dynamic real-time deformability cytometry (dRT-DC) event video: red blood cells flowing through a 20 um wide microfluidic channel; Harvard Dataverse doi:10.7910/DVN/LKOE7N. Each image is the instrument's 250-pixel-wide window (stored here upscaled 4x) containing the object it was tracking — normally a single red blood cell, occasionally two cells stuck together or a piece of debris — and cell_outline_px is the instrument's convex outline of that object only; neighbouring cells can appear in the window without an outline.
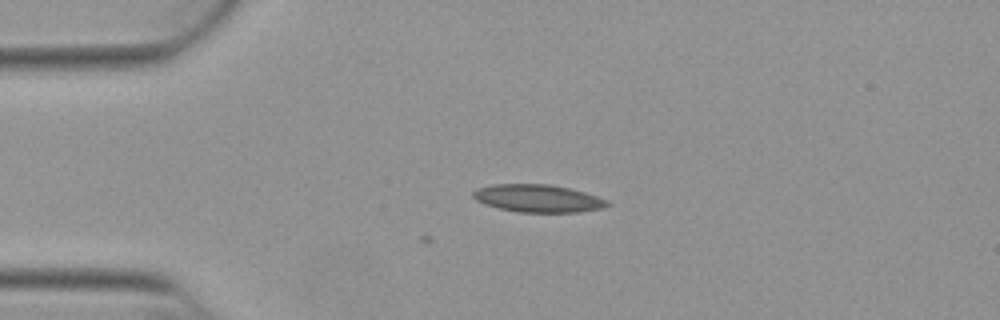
{"species": "Egyptian fruit bat (a non-hibernating species)", "species_latin": "Rousettus aegyptiacus", "temperature_condition": "warm", "stored_images_in_passage": 5, "camera_frame_rate_fps": 3000, "um_per_image_px": 0.085, "animal": {"sex": "female"}, "frame": {"image": 1, "passage_image": 1, "time_ms": 0.0, "image_size_px": [1000, 320], "cell_outline_px": [[612, 204], [604, 208], [580, 212], [516, 212], [484, 204], [476, 200], [472, 196], [472, 192], [476, 188], [492, 184], [548, 184], [568, 188], [584, 192], [608, 200]], "centroid_in_image_um": [45.72, 16.86], "position_along_channel_um": 39.3, "area_um2": 21.73}}